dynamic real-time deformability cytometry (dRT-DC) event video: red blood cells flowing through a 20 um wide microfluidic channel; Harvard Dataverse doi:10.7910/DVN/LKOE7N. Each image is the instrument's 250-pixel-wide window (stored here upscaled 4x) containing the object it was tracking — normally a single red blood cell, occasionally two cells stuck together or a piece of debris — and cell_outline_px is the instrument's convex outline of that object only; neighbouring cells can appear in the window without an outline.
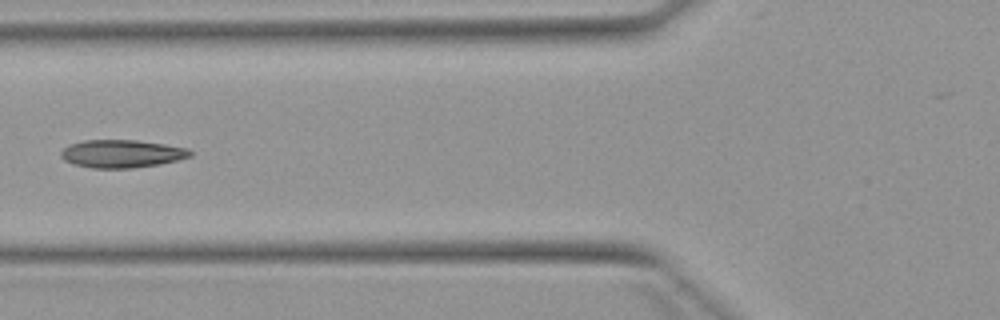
{"species": "Egyptian fruit bat (a non-hibernating species)", "species_latin": "Rousettus aegyptiacus", "temperature_condition": "warm", "stored_images_in_passage": 6, "camera_frame_rate_fps": 3000, "um_per_image_px": 0.085, "animal": {"sex": "female"}, "frame": {"image": 1, "passage_image": 6, "time_ms": 6.333, "image_size_px": [1000, 320], "cell_outline_px": [[192, 156], [160, 164], [132, 168], [92, 168], [72, 164], [64, 160], [60, 156], [60, 152], [64, 148], [72, 144], [84, 140], [136, 140], [164, 144], [188, 148], [192, 152]], "centroid_in_image_um": [10.34, 13.07], "position_along_channel_um": 115.5, "area_um2": 20.98}}